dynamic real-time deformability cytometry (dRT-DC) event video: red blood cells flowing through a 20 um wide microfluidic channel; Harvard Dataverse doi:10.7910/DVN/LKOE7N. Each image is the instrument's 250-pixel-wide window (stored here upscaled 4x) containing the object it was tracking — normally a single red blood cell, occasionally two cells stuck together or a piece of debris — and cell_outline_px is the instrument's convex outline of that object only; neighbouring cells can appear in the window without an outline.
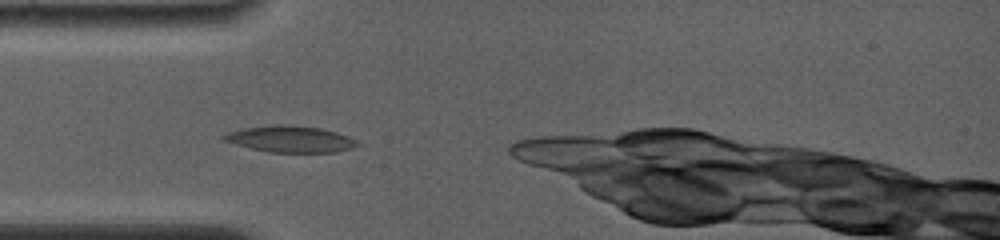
{"species": "common noctule bat (a hibernating species)", "species_latin": "Nyctalus noctula", "temperature_condition": "room temperature", "stored_images_in_passage": 9, "camera_frame_rate_fps": 4000, "um_per_image_px": 0.085, "animal": {"sex": "female", "body_mass_g": 19.0, "forearm_length_mm": 56.7}, "frame": {"image": 1, "passage_image": 3, "time_ms": 1.0, "image_size_px": [1000, 240], "cell_outline_px": [[364, 144], [352, 148], [332, 152], [268, 152], [220, 140], [220, 136], [228, 132], [244, 128], [272, 124], [292, 124], [320, 128], [336, 132], [348, 136]], "centroid_in_image_um": [24.67, 11.81], "position_along_channel_um": 60.3, "area_um2": 20.75}}
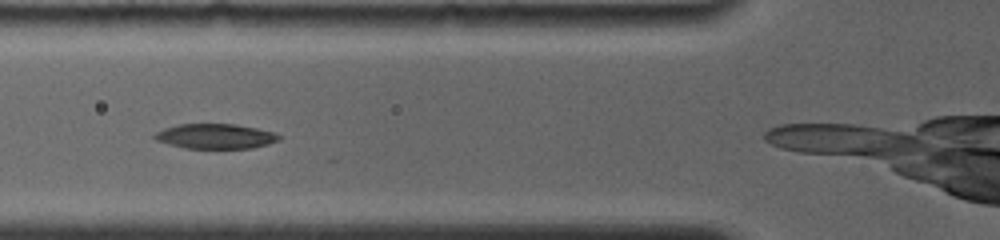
{"frame": {"image": 2, "passage_image": 6, "time_ms": 2.25, "image_size_px": [1000, 240], "cell_outline_px": [[280, 140], [268, 144], [252, 148], [184, 148], [168, 144], [156, 140], [152, 136], [156, 132], [164, 128], [180, 124], [236, 124], [276, 132], [280, 136]], "centroid_in_image_um": [18.32, 11.58], "position_along_channel_um": 107.5, "area_um2": 18.09}}